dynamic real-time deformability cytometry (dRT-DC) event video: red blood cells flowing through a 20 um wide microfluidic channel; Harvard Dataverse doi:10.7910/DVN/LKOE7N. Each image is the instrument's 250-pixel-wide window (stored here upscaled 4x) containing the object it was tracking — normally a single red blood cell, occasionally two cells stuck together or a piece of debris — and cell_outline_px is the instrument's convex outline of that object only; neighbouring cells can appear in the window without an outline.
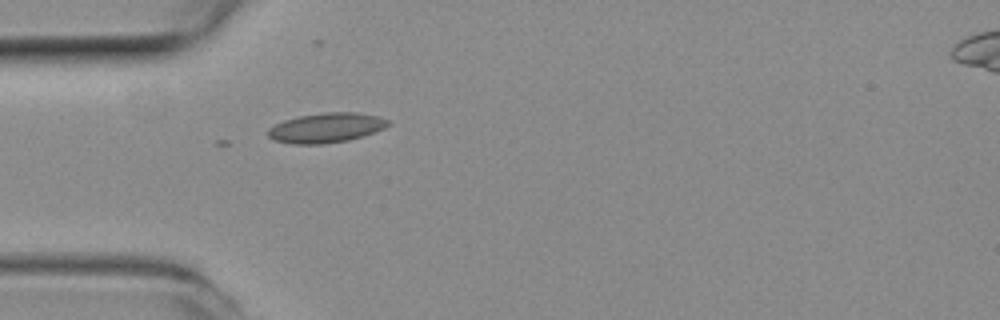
{"species": "common noctule bat (a hibernating species)", "species_latin": "Nyctalus noctula", "temperature_condition": "room temperature", "stored_images_in_passage": 38, "camera_frame_rate_fps": 3000, "um_per_image_px": 0.085, "animal": {"sex": "female", "body_mass_g": 19.3, "forearm_length_mm": 54.1}, "frame": {"image": 1, "passage_image": 1, "time_ms": 0.0, "image_size_px": [1000, 320], "cell_outline_px": [[392, 124], [384, 128], [364, 136], [348, 140], [324, 144], [292, 144], [276, 140], [268, 136], [268, 128], [284, 120], [300, 116], [324, 112], [356, 112], [380, 116], [388, 120]], "centroid_in_image_um": [27.77, 10.86], "position_along_channel_um": 57.2, "area_um2": 20.87}}
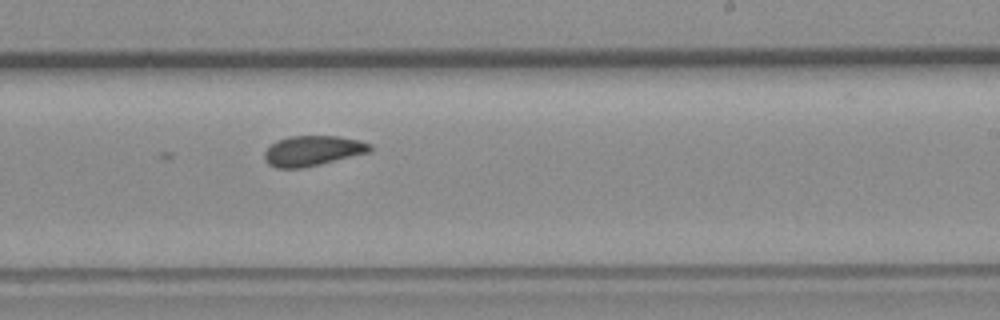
{"frame": {"image": 2, "passage_image": 17, "time_ms": 5.333, "image_size_px": [1000, 320], "cell_outline_px": [[372, 148], [368, 152], [304, 168], [276, 168], [268, 164], [264, 160], [264, 152], [276, 140], [288, 136], [336, 136], [360, 140], [372, 144]], "centroid_in_image_um": [26.54, 12.81], "position_along_channel_um": 262.5, "area_um2": 18.55}}
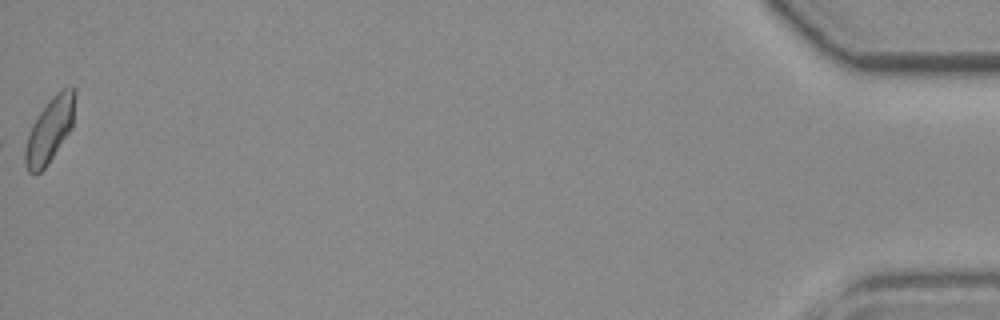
{"frame": {"image": 3, "passage_image": 38, "time_ms": 12.333, "image_size_px": [1000, 320], "cell_outline_px": [[76, 92], [72, 128], [48, 164], [36, 176], [28, 172], [24, 164], [24, 148], [32, 124], [40, 112], [52, 96], [56, 92], [64, 88], [76, 88]], "centroid_in_image_um": [4.22, 11.08], "position_along_channel_um": 431.0, "area_um2": 18.9}}